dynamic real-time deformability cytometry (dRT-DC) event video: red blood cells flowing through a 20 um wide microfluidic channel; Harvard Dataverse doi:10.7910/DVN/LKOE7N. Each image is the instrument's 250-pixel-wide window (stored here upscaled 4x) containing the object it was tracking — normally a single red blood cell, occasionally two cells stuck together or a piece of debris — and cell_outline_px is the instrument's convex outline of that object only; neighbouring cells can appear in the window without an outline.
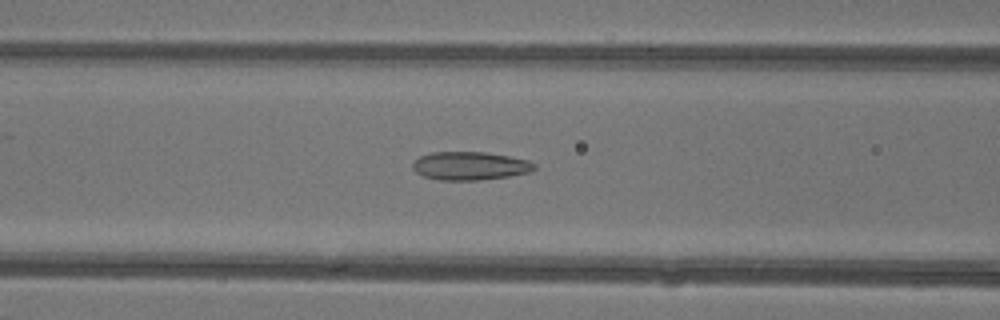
{"species": "common noctule bat (a hibernating species)", "species_latin": "Nyctalus noctula", "temperature_condition": "warm", "stored_images_in_passage": 42, "camera_frame_rate_fps": 3000, "um_per_image_px": 0.085, "animal": {"sex": "female"}, "frame": {"image": 1, "passage_image": 19, "time_ms": 6.0, "image_size_px": [1000, 320], "cell_outline_px": [[536, 168], [528, 172], [508, 176], [476, 180], [440, 180], [424, 176], [416, 172], [412, 168], [412, 164], [420, 156], [432, 152], [484, 152], [508, 156], [528, 160], [536, 164]], "centroid_in_image_um": [39.94, 14.09], "position_along_channel_um": 126.7, "area_um2": 19.88}}
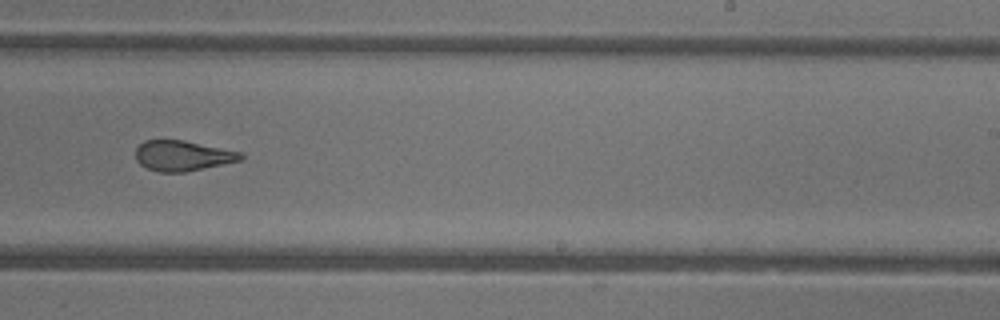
{"frame": {"image": 2, "passage_image": 29, "time_ms": 9.333, "image_size_px": [1000, 320], "cell_outline_px": [[244, 156], [240, 160], [184, 172], [160, 172], [148, 168], [140, 164], [136, 160], [136, 148], [144, 140], [184, 140], [240, 152]], "centroid_in_image_um": [15.48, 13.23], "position_along_channel_um": 273.5, "area_um2": 18.26}}
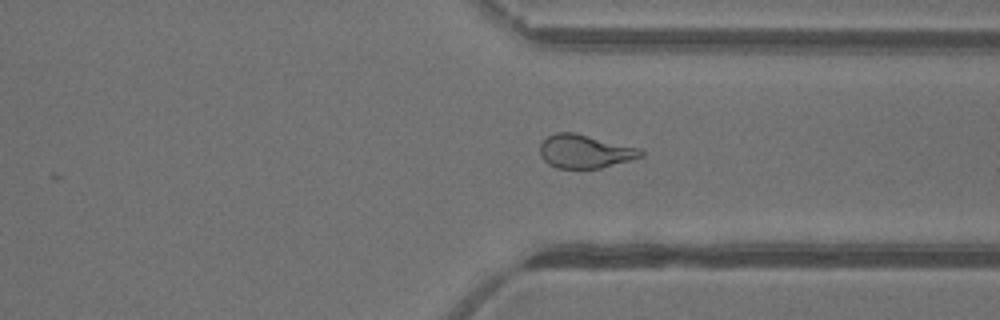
{"frame": {"image": 3, "passage_image": 35, "time_ms": 11.333, "image_size_px": [1000, 320], "cell_outline_px": [[644, 156], [600, 168], [556, 168], [548, 164], [540, 156], [540, 144], [548, 136], [556, 132], [576, 132], [640, 148], [644, 152]], "centroid_in_image_um": [49.71, 12.86], "position_along_channel_um": 361.7, "area_um2": 19.77}, "authors_computed_cell_mechanics": {"area_um2": 20.2011, "velocity_mm_per_s": 4.4156, "shape_relaxation_time_tau1_ms": 9.0693, "shape_relaxation_time_tau2_ms": 1.1354, "deformation_change_tau1": 0.2496, "deformation_change_tau2": 0.0934}}